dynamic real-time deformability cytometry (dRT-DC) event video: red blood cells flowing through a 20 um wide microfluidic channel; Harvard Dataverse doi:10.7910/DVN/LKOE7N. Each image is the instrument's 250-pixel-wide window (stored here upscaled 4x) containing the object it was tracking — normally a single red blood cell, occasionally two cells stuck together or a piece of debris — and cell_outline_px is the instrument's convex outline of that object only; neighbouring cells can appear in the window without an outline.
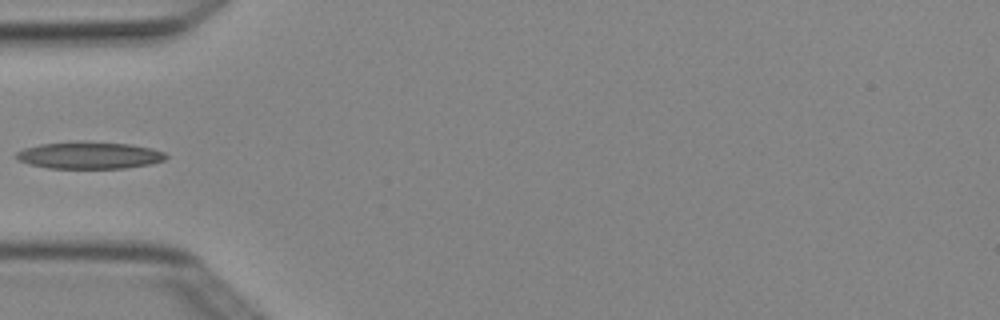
{"species": "Egyptian fruit bat (a non-hibernating species)", "species_latin": "Rousettus aegyptiacus", "temperature_condition": "cold", "stored_images_in_passage": 4, "camera_frame_rate_fps": 3000, "um_per_image_px": 0.085, "animal": {"sex": "female"}, "frame": {"image": 1, "passage_image": 3, "time_ms": 0.667, "image_size_px": [1000, 320], "cell_outline_px": [[168, 156], [164, 160], [152, 164], [124, 168], [48, 168], [28, 164], [20, 160], [16, 156], [16, 152], [24, 148], [40, 144], [84, 140], [128, 144], [152, 148], [164, 152]], "centroid_in_image_um": [7.61, 13.19], "position_along_channel_um": 77.4, "area_um2": 23.76}}
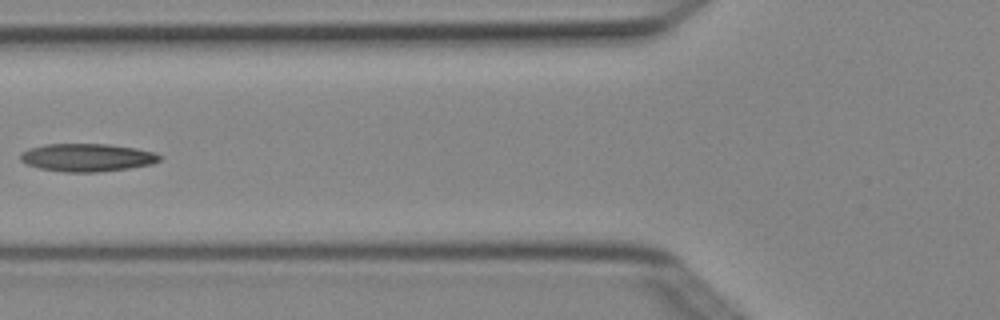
{"frame": {"image": 2, "passage_image": 4, "time_ms": 1.0, "image_size_px": [1000, 320], "cell_outline_px": [[160, 160], [152, 164], [128, 168], [96, 172], [64, 172], [40, 168], [28, 164], [20, 160], [20, 152], [28, 148], [44, 144], [108, 144], [136, 148], [156, 152], [160, 156]], "centroid_in_image_um": [7.39, 13.38], "position_along_channel_um": 118.4, "area_um2": 22.66}}